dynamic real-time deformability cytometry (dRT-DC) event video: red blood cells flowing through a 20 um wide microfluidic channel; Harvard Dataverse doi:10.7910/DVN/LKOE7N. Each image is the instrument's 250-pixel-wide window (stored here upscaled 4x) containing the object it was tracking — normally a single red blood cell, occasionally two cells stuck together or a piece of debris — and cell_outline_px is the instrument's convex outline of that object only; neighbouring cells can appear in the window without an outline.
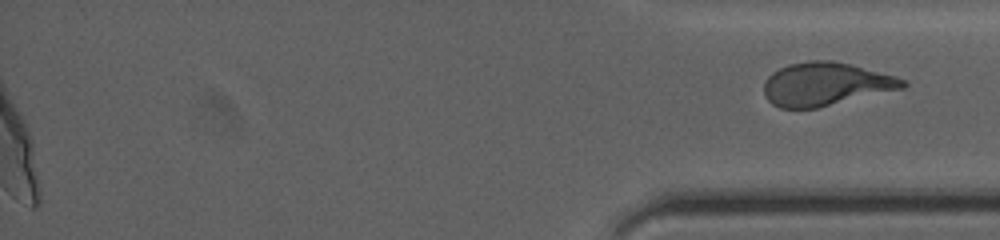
{"species": "human", "species_latin": "Homo sapiens", "temperature_condition": "cold", "stored_images_in_passage": 35, "segment_of_instrument_passage": [2, 2], "camera_frame_rate_fps": 3000, "um_per_image_px": 0.085, "donor": {"sex": "female"}, "frame": {"image": 1, "passage_image": 35, "time_ms": 17.0, "image_size_px": [1000, 240], "cell_outline_px": [[908, 84], [904, 88], [816, 108], [780, 108], [772, 104], [764, 96], [764, 80], [772, 72], [788, 64], [808, 60], [828, 60], [852, 64], [896, 76], [904, 80]], "centroid_in_image_um": [70.16, 7.14], "position_along_channel_um": 365.0, "area_um2": 35.03}}